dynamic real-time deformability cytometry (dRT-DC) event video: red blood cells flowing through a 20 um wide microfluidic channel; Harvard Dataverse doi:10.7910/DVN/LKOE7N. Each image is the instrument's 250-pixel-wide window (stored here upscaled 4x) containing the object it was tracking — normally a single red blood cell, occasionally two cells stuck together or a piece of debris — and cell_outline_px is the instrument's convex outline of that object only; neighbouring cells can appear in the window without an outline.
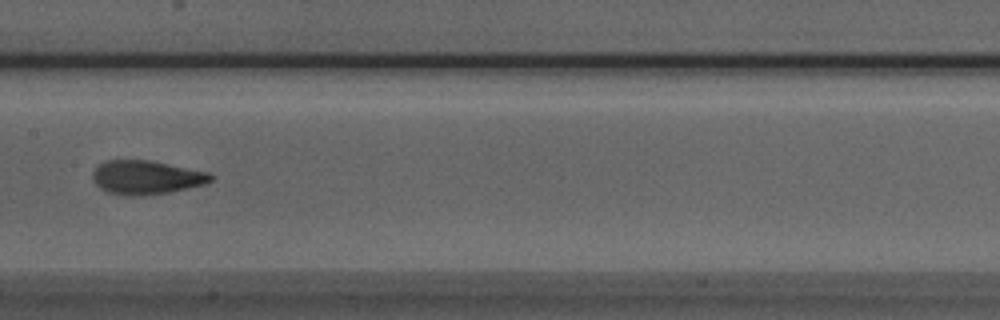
{"species": "Egyptian fruit bat (a non-hibernating species)", "species_latin": "Rousettus aegyptiacus", "temperature_condition": "room temperature", "stored_images_in_passage": 7, "camera_frame_rate_fps": 3000, "um_per_image_px": 0.085, "animal": {"sex": "male"}, "frame": {"image": 1, "passage_image": 7, "time_ms": 2.0, "image_size_px": [1000, 320], "cell_outline_px": [[216, 176], [212, 180], [204, 184], [168, 192], [144, 196], [128, 196], [108, 192], [100, 188], [92, 180], [92, 172], [104, 160], [152, 160], [208, 172]], "centroid_in_image_um": [12.42, 15.07], "position_along_channel_um": 195.0, "area_um2": 23.41}}